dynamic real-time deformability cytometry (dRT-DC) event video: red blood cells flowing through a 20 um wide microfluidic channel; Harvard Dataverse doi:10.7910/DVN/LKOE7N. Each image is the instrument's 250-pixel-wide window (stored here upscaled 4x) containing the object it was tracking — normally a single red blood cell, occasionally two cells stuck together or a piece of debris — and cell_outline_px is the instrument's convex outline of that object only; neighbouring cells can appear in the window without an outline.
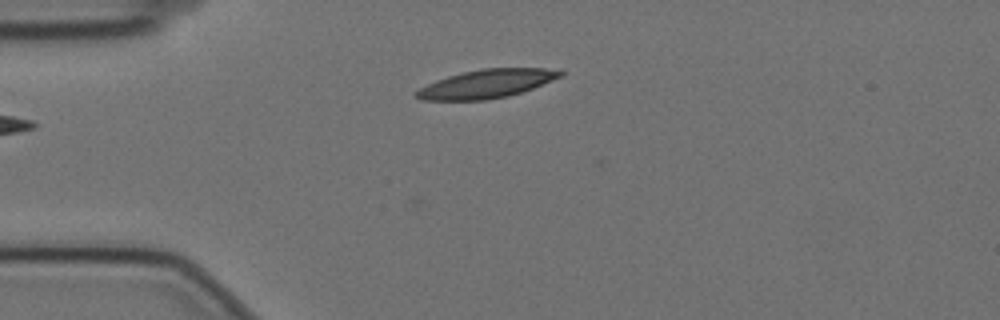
{"species": "Egyptian fruit bat (a non-hibernating species)", "species_latin": "Rousettus aegyptiacus", "temperature_condition": "cold", "stored_images_in_passage": 3, "camera_frame_rate_fps": 3000, "um_per_image_px": 0.085, "animal": {"sex": "female"}, "frame": {"image": 1, "passage_image": 2, "time_ms": 0.333, "image_size_px": [1000, 320], "cell_outline_px": [[564, 76], [532, 88], [508, 96], [488, 100], [420, 100], [412, 96], [412, 92], [436, 80], [448, 76], [480, 68], [560, 68], [564, 72]], "centroid_in_image_um": [41.37, 7.12], "position_along_channel_um": 43.6, "area_um2": 24.22}}